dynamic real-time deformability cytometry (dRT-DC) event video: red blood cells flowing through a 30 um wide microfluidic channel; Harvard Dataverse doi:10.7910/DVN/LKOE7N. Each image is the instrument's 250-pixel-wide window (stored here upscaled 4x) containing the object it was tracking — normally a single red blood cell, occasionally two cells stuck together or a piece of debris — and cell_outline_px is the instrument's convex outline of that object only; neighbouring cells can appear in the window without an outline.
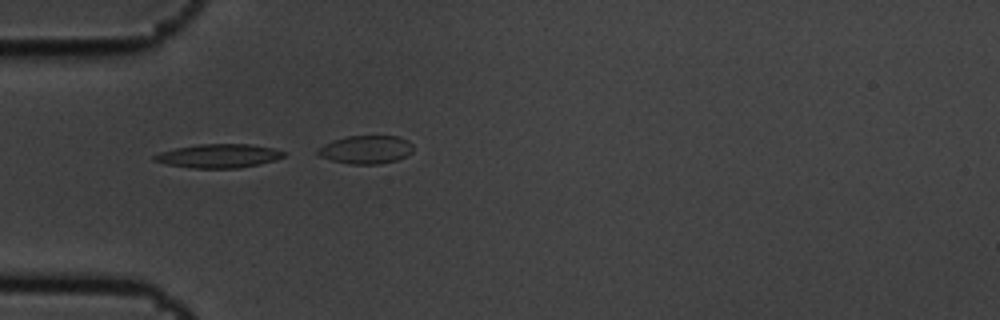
{"species": "common noctule bat (a hibernating species)", "species_latin": "Nyctalus noctula", "temperature_condition": "cold", "stored_images_in_passage": 2, "camera_frame_rate_fps": 3000, "um_per_image_px": 0.085, "animal": {"sex": "male", "body_mass_g": 19.5, "forearm_length_mm": 54.6}, "frame": {"image": 1, "passage_image": 1, "time_ms": 0.0, "image_size_px": [1000, 320], "cell_outline_px": [[284, 156], [276, 160], [260, 164], [236, 168], [192, 168], [168, 164], [152, 160], [152, 156], [160, 152], [176, 148], [200, 144], [248, 144], [272, 148], [284, 152]], "centroid_in_image_um": [18.57, 13.25], "position_along_channel_um": 66.4, "area_um2": 17.74}}